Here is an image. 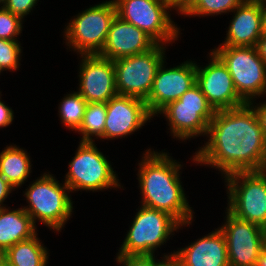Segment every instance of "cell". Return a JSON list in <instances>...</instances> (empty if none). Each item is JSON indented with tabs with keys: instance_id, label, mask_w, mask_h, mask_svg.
<instances>
[{
	"instance_id": "cell-25",
	"label": "cell",
	"mask_w": 266,
	"mask_h": 266,
	"mask_svg": "<svg viewBox=\"0 0 266 266\" xmlns=\"http://www.w3.org/2000/svg\"><path fill=\"white\" fill-rule=\"evenodd\" d=\"M246 0H195V2L182 14L185 16H216L232 12Z\"/></svg>"
},
{
	"instance_id": "cell-12",
	"label": "cell",
	"mask_w": 266,
	"mask_h": 266,
	"mask_svg": "<svg viewBox=\"0 0 266 266\" xmlns=\"http://www.w3.org/2000/svg\"><path fill=\"white\" fill-rule=\"evenodd\" d=\"M226 211L225 222L219 229L226 239L229 266H255L266 246V229Z\"/></svg>"
},
{
	"instance_id": "cell-10",
	"label": "cell",
	"mask_w": 266,
	"mask_h": 266,
	"mask_svg": "<svg viewBox=\"0 0 266 266\" xmlns=\"http://www.w3.org/2000/svg\"><path fill=\"white\" fill-rule=\"evenodd\" d=\"M117 16L149 35L157 44L174 43L180 28L172 21L165 0H114ZM170 13V14H169Z\"/></svg>"
},
{
	"instance_id": "cell-38",
	"label": "cell",
	"mask_w": 266,
	"mask_h": 266,
	"mask_svg": "<svg viewBox=\"0 0 266 266\" xmlns=\"http://www.w3.org/2000/svg\"><path fill=\"white\" fill-rule=\"evenodd\" d=\"M6 260V250L0 247V266Z\"/></svg>"
},
{
	"instance_id": "cell-14",
	"label": "cell",
	"mask_w": 266,
	"mask_h": 266,
	"mask_svg": "<svg viewBox=\"0 0 266 266\" xmlns=\"http://www.w3.org/2000/svg\"><path fill=\"white\" fill-rule=\"evenodd\" d=\"M165 60L157 70L153 86L145 100L149 113L155 117L168 103L178 100L196 84V63L185 61L172 68L165 67Z\"/></svg>"
},
{
	"instance_id": "cell-40",
	"label": "cell",
	"mask_w": 266,
	"mask_h": 266,
	"mask_svg": "<svg viewBox=\"0 0 266 266\" xmlns=\"http://www.w3.org/2000/svg\"><path fill=\"white\" fill-rule=\"evenodd\" d=\"M5 2H6V0H0V6L2 5H4L5 4Z\"/></svg>"
},
{
	"instance_id": "cell-21",
	"label": "cell",
	"mask_w": 266,
	"mask_h": 266,
	"mask_svg": "<svg viewBox=\"0 0 266 266\" xmlns=\"http://www.w3.org/2000/svg\"><path fill=\"white\" fill-rule=\"evenodd\" d=\"M31 166L27 151L16 144L6 146L0 153V174L15 189L21 187L32 173Z\"/></svg>"
},
{
	"instance_id": "cell-13",
	"label": "cell",
	"mask_w": 266,
	"mask_h": 266,
	"mask_svg": "<svg viewBox=\"0 0 266 266\" xmlns=\"http://www.w3.org/2000/svg\"><path fill=\"white\" fill-rule=\"evenodd\" d=\"M206 66L196 64V84L215 111L240 107L246 102L238 95L222 60L211 51Z\"/></svg>"
},
{
	"instance_id": "cell-9",
	"label": "cell",
	"mask_w": 266,
	"mask_h": 266,
	"mask_svg": "<svg viewBox=\"0 0 266 266\" xmlns=\"http://www.w3.org/2000/svg\"><path fill=\"white\" fill-rule=\"evenodd\" d=\"M212 51L227 67L238 95L246 103L264 97L266 63L258 56L255 47L218 46Z\"/></svg>"
},
{
	"instance_id": "cell-6",
	"label": "cell",
	"mask_w": 266,
	"mask_h": 266,
	"mask_svg": "<svg viewBox=\"0 0 266 266\" xmlns=\"http://www.w3.org/2000/svg\"><path fill=\"white\" fill-rule=\"evenodd\" d=\"M227 210L266 229V172L237 171L226 175Z\"/></svg>"
},
{
	"instance_id": "cell-8",
	"label": "cell",
	"mask_w": 266,
	"mask_h": 266,
	"mask_svg": "<svg viewBox=\"0 0 266 266\" xmlns=\"http://www.w3.org/2000/svg\"><path fill=\"white\" fill-rule=\"evenodd\" d=\"M75 153L64 176V183L70 192L79 190L99 192L103 189L121 188L122 185L111 162L96 147L95 142L80 141Z\"/></svg>"
},
{
	"instance_id": "cell-35",
	"label": "cell",
	"mask_w": 266,
	"mask_h": 266,
	"mask_svg": "<svg viewBox=\"0 0 266 266\" xmlns=\"http://www.w3.org/2000/svg\"><path fill=\"white\" fill-rule=\"evenodd\" d=\"M255 266H266V246L260 252Z\"/></svg>"
},
{
	"instance_id": "cell-31",
	"label": "cell",
	"mask_w": 266,
	"mask_h": 266,
	"mask_svg": "<svg viewBox=\"0 0 266 266\" xmlns=\"http://www.w3.org/2000/svg\"><path fill=\"white\" fill-rule=\"evenodd\" d=\"M249 104L253 107L254 111L256 112L257 118L260 123V127L262 128L264 136L266 138V101L259 104L255 103L254 101H251L249 102Z\"/></svg>"
},
{
	"instance_id": "cell-4",
	"label": "cell",
	"mask_w": 266,
	"mask_h": 266,
	"mask_svg": "<svg viewBox=\"0 0 266 266\" xmlns=\"http://www.w3.org/2000/svg\"><path fill=\"white\" fill-rule=\"evenodd\" d=\"M117 254L155 255L177 229L183 228L175 217L165 211L139 206Z\"/></svg>"
},
{
	"instance_id": "cell-17",
	"label": "cell",
	"mask_w": 266,
	"mask_h": 266,
	"mask_svg": "<svg viewBox=\"0 0 266 266\" xmlns=\"http://www.w3.org/2000/svg\"><path fill=\"white\" fill-rule=\"evenodd\" d=\"M157 43L141 29L115 16L99 56L112 61L152 49Z\"/></svg>"
},
{
	"instance_id": "cell-11",
	"label": "cell",
	"mask_w": 266,
	"mask_h": 266,
	"mask_svg": "<svg viewBox=\"0 0 266 266\" xmlns=\"http://www.w3.org/2000/svg\"><path fill=\"white\" fill-rule=\"evenodd\" d=\"M166 46L156 44L146 52L113 61L118 95L132 96L143 100L148 98L157 70L166 60Z\"/></svg>"
},
{
	"instance_id": "cell-5",
	"label": "cell",
	"mask_w": 266,
	"mask_h": 266,
	"mask_svg": "<svg viewBox=\"0 0 266 266\" xmlns=\"http://www.w3.org/2000/svg\"><path fill=\"white\" fill-rule=\"evenodd\" d=\"M116 15L114 0H106L79 12L65 25V44L78 55L99 54Z\"/></svg>"
},
{
	"instance_id": "cell-27",
	"label": "cell",
	"mask_w": 266,
	"mask_h": 266,
	"mask_svg": "<svg viewBox=\"0 0 266 266\" xmlns=\"http://www.w3.org/2000/svg\"><path fill=\"white\" fill-rule=\"evenodd\" d=\"M23 19L0 7V39L17 40L22 33Z\"/></svg>"
},
{
	"instance_id": "cell-28",
	"label": "cell",
	"mask_w": 266,
	"mask_h": 266,
	"mask_svg": "<svg viewBox=\"0 0 266 266\" xmlns=\"http://www.w3.org/2000/svg\"><path fill=\"white\" fill-rule=\"evenodd\" d=\"M174 252L168 253L167 255L164 253L162 255V259L155 258V255H125V254H117L116 262L122 264V266H160V263L165 258L173 257Z\"/></svg>"
},
{
	"instance_id": "cell-33",
	"label": "cell",
	"mask_w": 266,
	"mask_h": 266,
	"mask_svg": "<svg viewBox=\"0 0 266 266\" xmlns=\"http://www.w3.org/2000/svg\"><path fill=\"white\" fill-rule=\"evenodd\" d=\"M15 190V188L10 185L6 179L0 174V207H4L3 204L6 198Z\"/></svg>"
},
{
	"instance_id": "cell-20",
	"label": "cell",
	"mask_w": 266,
	"mask_h": 266,
	"mask_svg": "<svg viewBox=\"0 0 266 266\" xmlns=\"http://www.w3.org/2000/svg\"><path fill=\"white\" fill-rule=\"evenodd\" d=\"M37 226L23 209L9 210L0 207V247L7 250L18 242L32 238L37 234Z\"/></svg>"
},
{
	"instance_id": "cell-2",
	"label": "cell",
	"mask_w": 266,
	"mask_h": 266,
	"mask_svg": "<svg viewBox=\"0 0 266 266\" xmlns=\"http://www.w3.org/2000/svg\"><path fill=\"white\" fill-rule=\"evenodd\" d=\"M143 155L137 172L141 205L168 212L183 226H190L195 213L180 180L183 165L173 160L169 152L152 151L149 148Z\"/></svg>"
},
{
	"instance_id": "cell-30",
	"label": "cell",
	"mask_w": 266,
	"mask_h": 266,
	"mask_svg": "<svg viewBox=\"0 0 266 266\" xmlns=\"http://www.w3.org/2000/svg\"><path fill=\"white\" fill-rule=\"evenodd\" d=\"M1 96L0 91V128L9 126L14 120V111L1 101Z\"/></svg>"
},
{
	"instance_id": "cell-22",
	"label": "cell",
	"mask_w": 266,
	"mask_h": 266,
	"mask_svg": "<svg viewBox=\"0 0 266 266\" xmlns=\"http://www.w3.org/2000/svg\"><path fill=\"white\" fill-rule=\"evenodd\" d=\"M38 238V233L6 250V260L14 266H47L49 252Z\"/></svg>"
},
{
	"instance_id": "cell-15",
	"label": "cell",
	"mask_w": 266,
	"mask_h": 266,
	"mask_svg": "<svg viewBox=\"0 0 266 266\" xmlns=\"http://www.w3.org/2000/svg\"><path fill=\"white\" fill-rule=\"evenodd\" d=\"M78 93L88 102L107 103L118 95L116 90L115 66L110 59L98 54L79 55Z\"/></svg>"
},
{
	"instance_id": "cell-18",
	"label": "cell",
	"mask_w": 266,
	"mask_h": 266,
	"mask_svg": "<svg viewBox=\"0 0 266 266\" xmlns=\"http://www.w3.org/2000/svg\"><path fill=\"white\" fill-rule=\"evenodd\" d=\"M179 249L173 257L181 266H229L226 239L219 227Z\"/></svg>"
},
{
	"instance_id": "cell-37",
	"label": "cell",
	"mask_w": 266,
	"mask_h": 266,
	"mask_svg": "<svg viewBox=\"0 0 266 266\" xmlns=\"http://www.w3.org/2000/svg\"><path fill=\"white\" fill-rule=\"evenodd\" d=\"M262 24L263 32L266 33V3H262Z\"/></svg>"
},
{
	"instance_id": "cell-32",
	"label": "cell",
	"mask_w": 266,
	"mask_h": 266,
	"mask_svg": "<svg viewBox=\"0 0 266 266\" xmlns=\"http://www.w3.org/2000/svg\"><path fill=\"white\" fill-rule=\"evenodd\" d=\"M170 9L178 12V15H182L195 0H165Z\"/></svg>"
},
{
	"instance_id": "cell-41",
	"label": "cell",
	"mask_w": 266,
	"mask_h": 266,
	"mask_svg": "<svg viewBox=\"0 0 266 266\" xmlns=\"http://www.w3.org/2000/svg\"><path fill=\"white\" fill-rule=\"evenodd\" d=\"M261 3H266V0H259Z\"/></svg>"
},
{
	"instance_id": "cell-24",
	"label": "cell",
	"mask_w": 266,
	"mask_h": 266,
	"mask_svg": "<svg viewBox=\"0 0 266 266\" xmlns=\"http://www.w3.org/2000/svg\"><path fill=\"white\" fill-rule=\"evenodd\" d=\"M59 104V117L61 123L71 131L79 129L88 102L78 93L73 91L64 96Z\"/></svg>"
},
{
	"instance_id": "cell-34",
	"label": "cell",
	"mask_w": 266,
	"mask_h": 266,
	"mask_svg": "<svg viewBox=\"0 0 266 266\" xmlns=\"http://www.w3.org/2000/svg\"><path fill=\"white\" fill-rule=\"evenodd\" d=\"M258 56L266 63V33L263 32L255 45Z\"/></svg>"
},
{
	"instance_id": "cell-19",
	"label": "cell",
	"mask_w": 266,
	"mask_h": 266,
	"mask_svg": "<svg viewBox=\"0 0 266 266\" xmlns=\"http://www.w3.org/2000/svg\"><path fill=\"white\" fill-rule=\"evenodd\" d=\"M225 41L218 46L255 47L263 34L262 3L246 0L233 11ZM235 15V16H234Z\"/></svg>"
},
{
	"instance_id": "cell-16",
	"label": "cell",
	"mask_w": 266,
	"mask_h": 266,
	"mask_svg": "<svg viewBox=\"0 0 266 266\" xmlns=\"http://www.w3.org/2000/svg\"><path fill=\"white\" fill-rule=\"evenodd\" d=\"M106 108L103 140L127 137L153 118L145 100L132 96L117 95L106 103Z\"/></svg>"
},
{
	"instance_id": "cell-36",
	"label": "cell",
	"mask_w": 266,
	"mask_h": 266,
	"mask_svg": "<svg viewBox=\"0 0 266 266\" xmlns=\"http://www.w3.org/2000/svg\"><path fill=\"white\" fill-rule=\"evenodd\" d=\"M160 266H181V265L174 259V257H170L162 260Z\"/></svg>"
},
{
	"instance_id": "cell-23",
	"label": "cell",
	"mask_w": 266,
	"mask_h": 266,
	"mask_svg": "<svg viewBox=\"0 0 266 266\" xmlns=\"http://www.w3.org/2000/svg\"><path fill=\"white\" fill-rule=\"evenodd\" d=\"M107 115L106 103L90 102L87 104L82 123L76 132L82 135L80 141L95 142L94 139L103 137ZM96 137V138H94ZM94 138V139H93Z\"/></svg>"
},
{
	"instance_id": "cell-26",
	"label": "cell",
	"mask_w": 266,
	"mask_h": 266,
	"mask_svg": "<svg viewBox=\"0 0 266 266\" xmlns=\"http://www.w3.org/2000/svg\"><path fill=\"white\" fill-rule=\"evenodd\" d=\"M21 44L19 40L0 39V70L15 71L21 65Z\"/></svg>"
},
{
	"instance_id": "cell-1",
	"label": "cell",
	"mask_w": 266,
	"mask_h": 266,
	"mask_svg": "<svg viewBox=\"0 0 266 266\" xmlns=\"http://www.w3.org/2000/svg\"><path fill=\"white\" fill-rule=\"evenodd\" d=\"M205 145L192 156L193 163L211 166L222 176L237 171H261L266 164V138L253 107L215 112Z\"/></svg>"
},
{
	"instance_id": "cell-3",
	"label": "cell",
	"mask_w": 266,
	"mask_h": 266,
	"mask_svg": "<svg viewBox=\"0 0 266 266\" xmlns=\"http://www.w3.org/2000/svg\"><path fill=\"white\" fill-rule=\"evenodd\" d=\"M69 192L65 183H59L55 176L45 172L23 192L28 202L23 209L35 225L39 221L51 230L61 232L74 212Z\"/></svg>"
},
{
	"instance_id": "cell-7",
	"label": "cell",
	"mask_w": 266,
	"mask_h": 266,
	"mask_svg": "<svg viewBox=\"0 0 266 266\" xmlns=\"http://www.w3.org/2000/svg\"><path fill=\"white\" fill-rule=\"evenodd\" d=\"M215 112L200 87L195 84L178 100L163 107L156 116L163 114L168 121L170 134L185 142L192 137H206Z\"/></svg>"
},
{
	"instance_id": "cell-39",
	"label": "cell",
	"mask_w": 266,
	"mask_h": 266,
	"mask_svg": "<svg viewBox=\"0 0 266 266\" xmlns=\"http://www.w3.org/2000/svg\"><path fill=\"white\" fill-rule=\"evenodd\" d=\"M1 266H14L8 260H5Z\"/></svg>"
},
{
	"instance_id": "cell-29",
	"label": "cell",
	"mask_w": 266,
	"mask_h": 266,
	"mask_svg": "<svg viewBox=\"0 0 266 266\" xmlns=\"http://www.w3.org/2000/svg\"><path fill=\"white\" fill-rule=\"evenodd\" d=\"M38 1L39 0H6L3 7L24 20V17L34 10L33 8H35Z\"/></svg>"
}]
</instances>
